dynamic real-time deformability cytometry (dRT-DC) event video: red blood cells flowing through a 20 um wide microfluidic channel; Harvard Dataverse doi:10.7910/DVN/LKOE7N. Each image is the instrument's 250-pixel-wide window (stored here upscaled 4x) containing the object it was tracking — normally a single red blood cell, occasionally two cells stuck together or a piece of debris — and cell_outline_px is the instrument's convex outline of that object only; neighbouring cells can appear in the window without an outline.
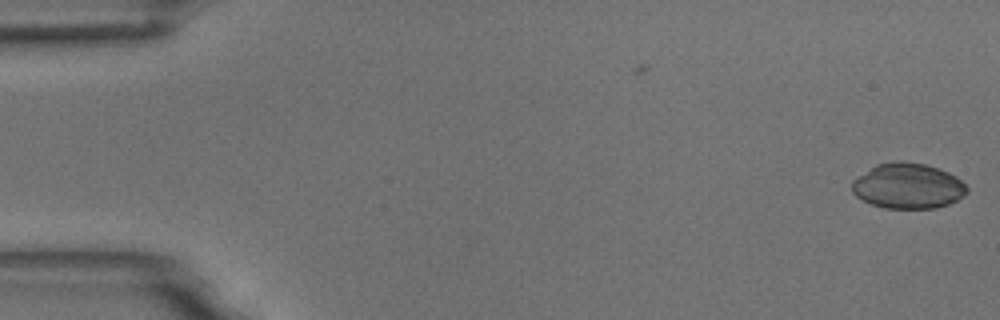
{"species": "common noctule bat (a hibernating species)", "species_latin": "Nyctalus noctula", "temperature_condition": "room temperature", "stored_images_in_passage": 2, "camera_frame_rate_fps": 3000, "um_per_image_px": 0.085, "animal": {"sex": "male", "body_mass_g": 18.8}, "frame": {"image": 1, "passage_image": 2, "time_ms": 0.333, "image_size_px": [1000, 320], "cell_outline_px": [[968, 192], [964, 196], [948, 204], [932, 208], [884, 208], [872, 204], [856, 196], [852, 192], [852, 180], [876, 164], [900, 160], [924, 164], [948, 172], [956, 176], [968, 188]], "centroid_in_image_um": [77.16, 15.8], "position_along_channel_um": 7.8, "area_um2": 30.29}}